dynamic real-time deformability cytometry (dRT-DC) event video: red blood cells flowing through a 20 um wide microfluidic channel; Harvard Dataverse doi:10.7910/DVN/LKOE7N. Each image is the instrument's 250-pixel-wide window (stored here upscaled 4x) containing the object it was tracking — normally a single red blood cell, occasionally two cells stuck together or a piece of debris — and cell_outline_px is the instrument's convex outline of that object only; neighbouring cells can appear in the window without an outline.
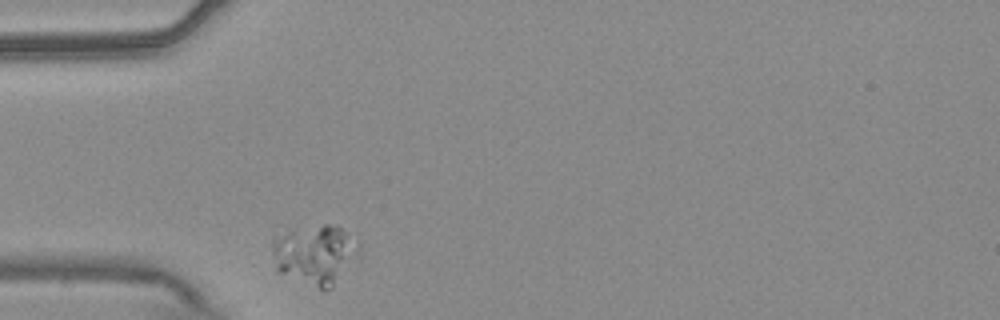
{"species": "common noctule bat (a hibernating species)", "species_latin": "Nyctalus noctula", "temperature_condition": "warm", "stored_images_in_passage": 31, "camera_frame_rate_fps": 3000, "um_per_image_px": 0.085, "animal": {"sex": "male", "body_mass_g": 20.4}, "frame": {"image": 1, "passage_image": 1, "time_ms": 0.0, "image_size_px": [1000, 320], "cell_outline_px": [[360, 256], [332, 288], [320, 288], [280, 272], [276, 268], [272, 252], [272, 236], [288, 232], [324, 224], [336, 224], [360, 240]], "centroid_in_image_um": [26.87, 21.6], "position_along_channel_um": 58.1, "area_um2": 30.23}}
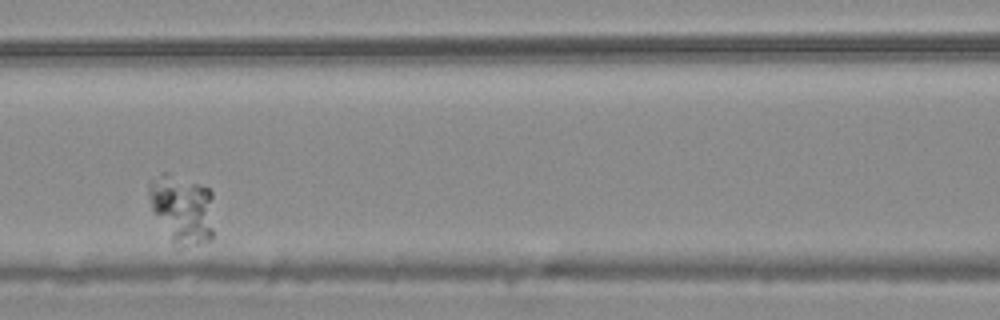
{"frame": {"image": 2, "passage_image": 10, "time_ms": 3.0, "image_size_px": [1000, 320], "cell_outline_px": [[212, 240], [200, 244], [180, 248], [176, 248], [152, 212], [148, 196], [148, 180], [160, 172], [168, 172], [208, 188], [212, 192]], "centroid_in_image_um": [15.44, 17.76], "position_along_channel_um": 151.2, "area_um2": 26.76}}
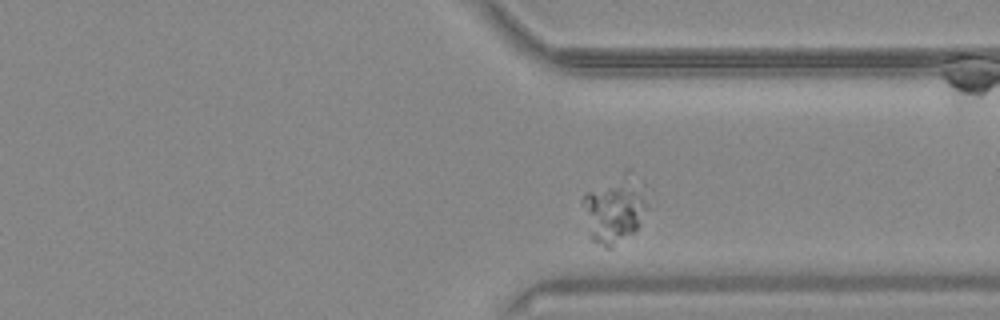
{"frame": {"image": 3, "passage_image": 28, "time_ms": 9.0, "image_size_px": [1000, 320], "cell_outline_px": [[652, 188], [648, 208], [640, 224], [632, 232], [612, 248], [604, 248], [592, 240], [584, 200], [584, 196], [588, 192], [616, 184], [644, 180]], "centroid_in_image_um": [52.4, 17.95], "position_along_channel_um": 359.0, "area_um2": 23.18}}